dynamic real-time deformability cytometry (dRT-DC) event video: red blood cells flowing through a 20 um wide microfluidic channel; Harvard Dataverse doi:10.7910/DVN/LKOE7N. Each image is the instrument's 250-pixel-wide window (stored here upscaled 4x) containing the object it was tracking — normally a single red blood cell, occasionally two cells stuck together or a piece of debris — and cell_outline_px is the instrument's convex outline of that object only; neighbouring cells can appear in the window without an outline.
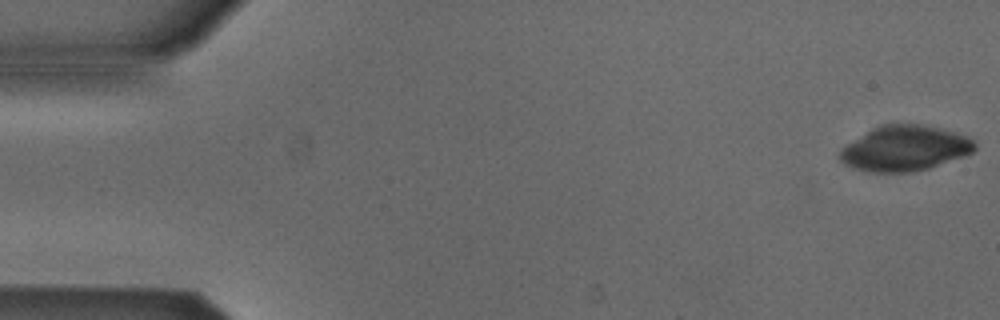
{"species": "Egyptian fruit bat (a non-hibernating species)", "species_latin": "Rousettus aegyptiacus", "temperature_condition": "cold", "stored_images_in_passage": 48, "camera_frame_rate_fps": 3000, "um_per_image_px": 0.085, "animal": {"sex": "male"}, "frame": {"image": 1, "passage_image": 1, "time_ms": 0.0, "image_size_px": [1000, 320], "cell_outline_px": [[976, 148], [972, 152], [964, 156], [928, 168], [912, 172], [872, 172], [852, 168], [840, 160], [840, 152], [848, 144], [872, 128], [880, 124], [920, 124], [940, 128], [964, 136], [972, 140], [976, 144]], "centroid_in_image_um": [76.9, 12.61], "position_along_channel_um": 8.1, "area_um2": 35.08}}